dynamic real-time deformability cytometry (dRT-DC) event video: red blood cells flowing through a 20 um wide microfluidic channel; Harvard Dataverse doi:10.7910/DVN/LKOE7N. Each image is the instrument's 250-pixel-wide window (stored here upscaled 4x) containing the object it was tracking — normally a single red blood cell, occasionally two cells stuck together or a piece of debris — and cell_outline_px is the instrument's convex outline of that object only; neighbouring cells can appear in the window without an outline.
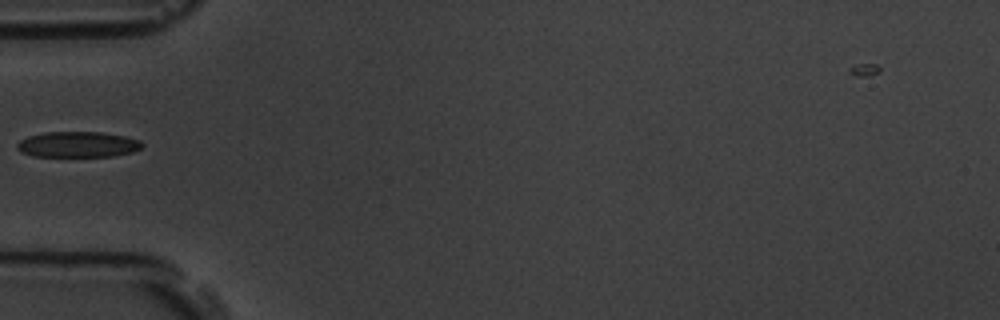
{"species": "common noctule bat (a hibernating species)", "species_latin": "Nyctalus noctula", "temperature_condition": "room temperature", "stored_images_in_passage": 6, "camera_frame_rate_fps": 3000, "um_per_image_px": 0.085, "animal": {"sex": "male", "body_mass_g": 19.5, "forearm_length_mm": 54.6}, "frame": {"image": 1, "passage_image": 6, "time_ms": 5.667, "image_size_px": [1000, 320], "cell_outline_px": [[144, 144], [140, 148], [132, 152], [112, 156], [32, 156], [20, 152], [16, 148], [16, 144], [20, 140], [28, 136], [44, 132], [100, 132], [124, 136], [140, 140]], "centroid_in_image_um": [6.58, 12.28], "position_along_channel_um": 78.4, "area_um2": 18.73}}